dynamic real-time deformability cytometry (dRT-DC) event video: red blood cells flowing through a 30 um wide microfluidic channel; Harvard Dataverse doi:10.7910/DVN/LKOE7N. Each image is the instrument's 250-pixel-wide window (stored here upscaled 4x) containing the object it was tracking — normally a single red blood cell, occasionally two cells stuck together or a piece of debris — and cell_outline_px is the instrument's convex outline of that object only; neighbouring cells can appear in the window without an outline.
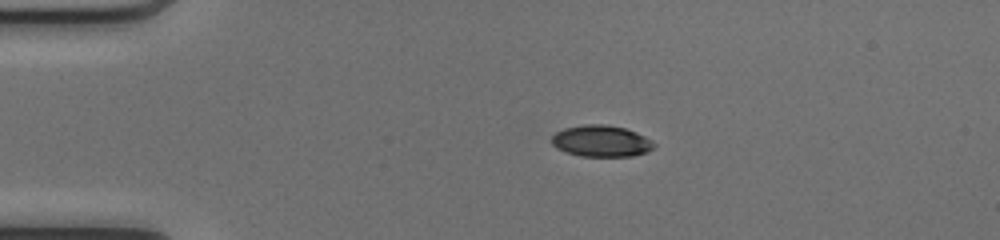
{"species": "common noctule bat (a hibernating species)", "species_latin": "Nyctalus noctula", "temperature_condition": "cold", "stored_images_in_passage": 1, "camera_frame_rate_fps": 3000, "um_per_image_px": 0.085, "animal": {"sex": "female", "body_mass_g": 17.0, "forearm_length_mm": 48.0}, "frame": {"image": 1, "passage_image": 1, "time_ms": 0.0, "image_size_px": [1000, 240], "cell_outline_px": [[644, 148], [640, 152], [608, 156], [600, 156], [576, 152], [564, 148], [564, 132], [576, 128], [620, 128], [636, 136]], "centroid_in_image_um": [51.15, 12.04], "position_along_channel_um": 33.8, "area_um2": 13.24}}